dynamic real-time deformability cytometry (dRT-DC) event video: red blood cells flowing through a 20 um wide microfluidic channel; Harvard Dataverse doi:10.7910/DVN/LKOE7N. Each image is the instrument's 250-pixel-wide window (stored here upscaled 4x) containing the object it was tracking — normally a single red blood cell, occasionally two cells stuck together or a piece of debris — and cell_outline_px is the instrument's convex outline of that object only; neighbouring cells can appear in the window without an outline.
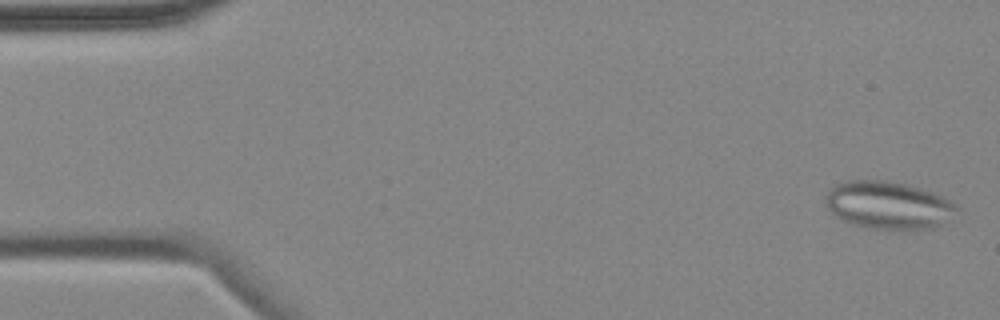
{"species": "common noctule bat (a hibernating species)", "species_latin": "Nyctalus noctula", "temperature_condition": "cold", "stored_images_in_passage": 5, "camera_frame_rate_fps": 3000, "um_per_image_px": 0.085, "animal": {"sex": "female", "body_mass_g": 18.4}, "frame": {"image": 1, "passage_image": 1, "time_ms": 0.0, "image_size_px": [1000, 320], "cell_outline_px": [[960, 208], [936, 228], [912, 232], [864, 228], [852, 224], [836, 216], [828, 208], [824, 196], [836, 184], [844, 180], [884, 180], [908, 184], [932, 192], [952, 200]], "centroid_in_image_um": [75.54, 17.47], "position_along_channel_um": 9.5, "area_um2": 37.28}}